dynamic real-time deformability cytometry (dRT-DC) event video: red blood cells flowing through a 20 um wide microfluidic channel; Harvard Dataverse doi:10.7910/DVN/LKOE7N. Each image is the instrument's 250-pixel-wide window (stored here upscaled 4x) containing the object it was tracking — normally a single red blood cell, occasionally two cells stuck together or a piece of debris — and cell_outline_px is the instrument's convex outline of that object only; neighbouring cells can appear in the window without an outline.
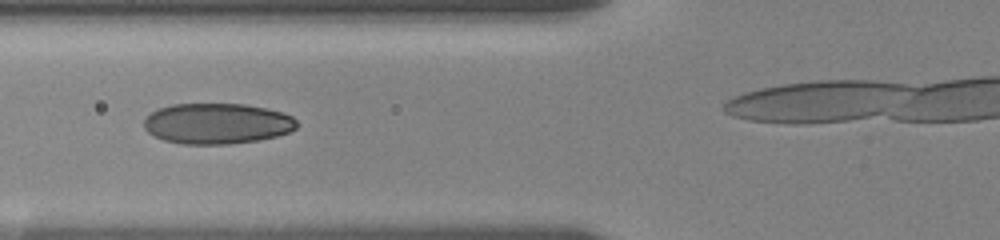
{"species": "human", "species_latin": "Homo sapiens", "temperature_condition": "room temperature", "stored_images_in_passage": 7, "camera_frame_rate_fps": 3000, "um_per_image_px": 0.085, "donor": {"sex": "female"}, "frame": {"image": 1, "passage_image": 3, "time_ms": 1.0, "image_size_px": [1000, 240], "cell_outline_px": [[296, 128], [288, 132], [276, 136], [260, 140], [228, 144], [184, 144], [164, 140], [148, 132], [144, 128], [144, 120], [152, 112], [160, 108], [172, 104], [244, 104], [268, 108], [292, 116], [296, 120]], "centroid_in_image_um": [18.46, 10.5], "position_along_channel_um": 107.3, "area_um2": 36.13}}
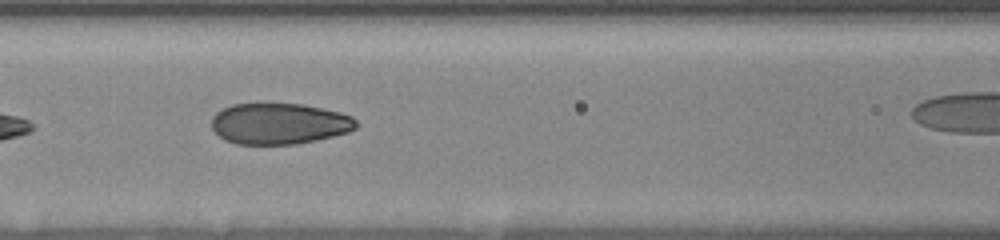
{"frame": {"image": 2, "passage_image": 5, "time_ms": 2.0, "image_size_px": [1000, 240], "cell_outline_px": [[356, 128], [348, 132], [316, 140], [296, 144], [236, 144], [224, 140], [212, 128], [212, 116], [216, 112], [232, 104], [304, 104], [340, 112], [352, 116], [356, 120]], "centroid_in_image_um": [23.73, 10.51], "position_along_channel_um": 142.9, "area_um2": 34.56}}